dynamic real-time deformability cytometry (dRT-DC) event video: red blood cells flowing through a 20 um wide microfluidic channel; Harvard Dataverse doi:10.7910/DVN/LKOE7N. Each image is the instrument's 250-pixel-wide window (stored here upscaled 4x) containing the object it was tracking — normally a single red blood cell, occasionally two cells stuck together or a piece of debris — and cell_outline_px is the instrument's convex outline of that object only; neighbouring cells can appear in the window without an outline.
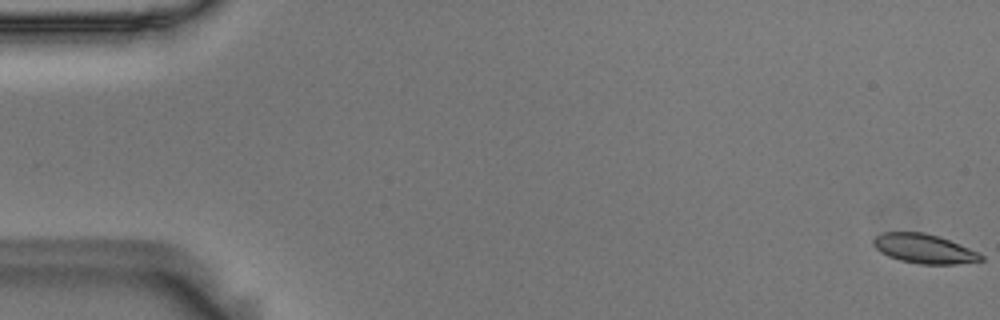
{"species": "Egyptian fruit bat (a non-hibernating species)", "species_latin": "Rousettus aegyptiacus", "temperature_condition": "room temperature", "stored_images_in_passage": 17, "camera_frame_rate_fps": 3000, "um_per_image_px": 0.085, "animal": {"sex": "male"}, "frame": {"image": 1, "passage_image": 1, "time_ms": 0.0, "image_size_px": [1000, 320], "cell_outline_px": [[984, 260], [956, 264], [920, 264], [900, 260], [888, 256], [880, 252], [872, 244], [872, 240], [880, 232], [924, 232], [940, 236], [968, 248], [984, 256]], "centroid_in_image_um": [78.51, 21.13], "position_along_channel_um": 6.5, "area_um2": 18.38}}
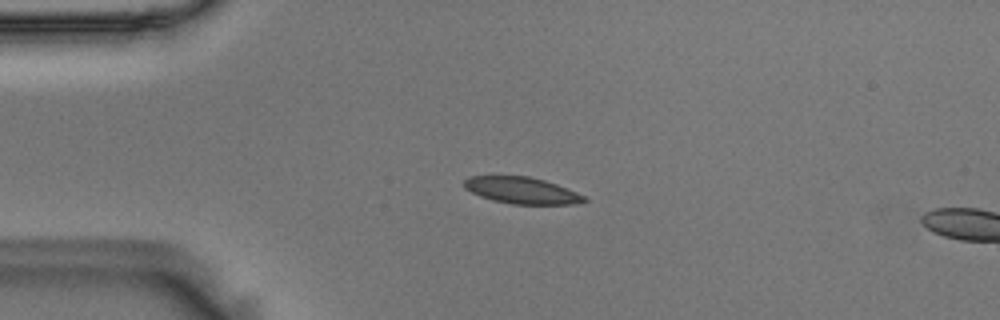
{"frame": {"image": 2, "passage_image": 14, "time_ms": 4.333, "image_size_px": [1000, 320], "cell_outline_px": [[588, 200], [572, 204], [512, 204], [492, 200], [480, 196], [464, 188], [464, 180], [468, 176], [528, 176], [544, 180], [568, 188], [588, 196]], "centroid_in_image_um": [44.37, 16.18], "position_along_channel_um": 40.6, "area_um2": 18.67}}